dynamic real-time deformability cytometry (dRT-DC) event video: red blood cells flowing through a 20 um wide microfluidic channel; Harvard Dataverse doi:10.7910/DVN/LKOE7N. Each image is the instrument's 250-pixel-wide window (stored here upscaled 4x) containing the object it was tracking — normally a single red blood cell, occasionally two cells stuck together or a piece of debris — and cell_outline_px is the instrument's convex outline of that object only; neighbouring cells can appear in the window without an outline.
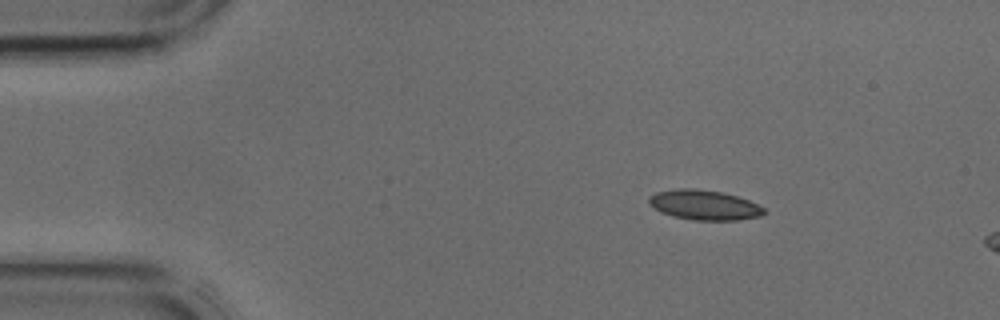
{"species": "common noctule bat (a hibernating species)", "species_latin": "Nyctalus noctula", "temperature_condition": "cold", "stored_images_in_passage": 37, "camera_frame_rate_fps": 3000, "um_per_image_px": 0.085, "animal": {"sex": "male", "body_mass_g": 17.9, "forearm_length_mm": 54.2}, "frame": {"image": 1, "passage_image": 1, "time_ms": 0.0, "image_size_px": [1000, 320], "cell_outline_px": [[768, 212], [760, 216], [736, 220], [696, 220], [672, 216], [660, 212], [648, 204], [648, 196], [656, 192], [680, 188], [696, 188], [724, 192], [748, 200], [764, 208]], "centroid_in_image_um": [59.83, 17.42], "position_along_channel_um": 25.2, "area_um2": 20.17}}
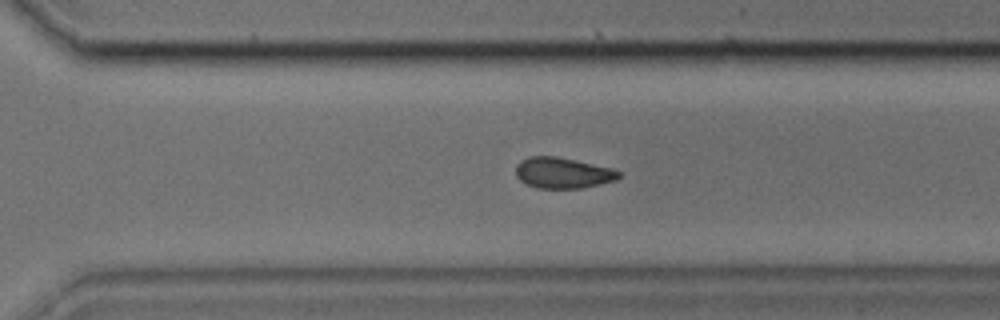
{"frame": {"image": 2, "passage_image": 24, "time_ms": 7.667, "image_size_px": [1000, 320], "cell_outline_px": [[620, 176], [616, 180], [600, 184], [580, 188], [536, 188], [524, 184], [516, 176], [516, 164], [520, 160], [528, 156], [556, 156], [612, 168], [620, 172]], "centroid_in_image_um": [47.79, 14.69], "position_along_channel_um": 322.8, "area_um2": 18.61}}
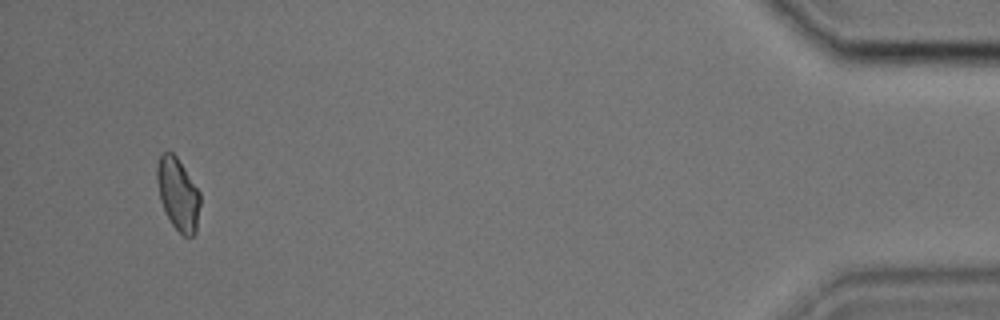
{"frame": {"image": 3, "passage_image": 35, "time_ms": 11.333, "image_size_px": [1000, 320], "cell_outline_px": [[200, 204], [196, 232], [192, 236], [184, 236], [172, 224], [160, 200], [156, 180], [156, 168], [160, 156], [164, 152], [172, 152], [176, 156], [200, 192]], "centroid_in_image_um": [15.13, 16.49], "position_along_channel_um": 420.1, "area_um2": 17.98}}